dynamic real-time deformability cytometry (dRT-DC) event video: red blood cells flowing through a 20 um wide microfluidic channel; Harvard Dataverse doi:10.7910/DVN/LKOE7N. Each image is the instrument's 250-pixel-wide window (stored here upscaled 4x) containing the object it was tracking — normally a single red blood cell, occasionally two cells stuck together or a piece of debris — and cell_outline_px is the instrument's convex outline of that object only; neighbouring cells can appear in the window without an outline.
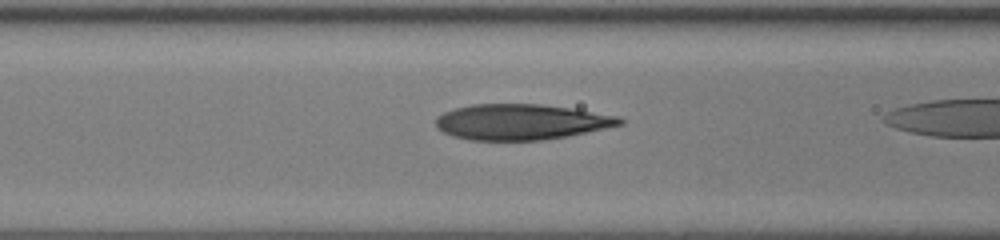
{"species": "human", "species_latin": "Homo sapiens", "temperature_condition": "room temperature", "stored_images_in_passage": 36, "camera_frame_rate_fps": 3000, "um_per_image_px": 0.085, "donor": {"sex": "female"}, "frame": {"image": 1, "passage_image": 16, "time_ms": 5.0, "image_size_px": [1000, 240], "cell_outline_px": [[624, 124], [568, 136], [544, 140], [468, 140], [452, 136], [436, 128], [436, 116], [444, 112], [456, 108], [472, 104], [540, 104], [576, 108], [616, 116], [624, 120]], "centroid_in_image_um": [44.29, 10.36], "position_along_channel_um": 122.3, "area_um2": 38.38}}
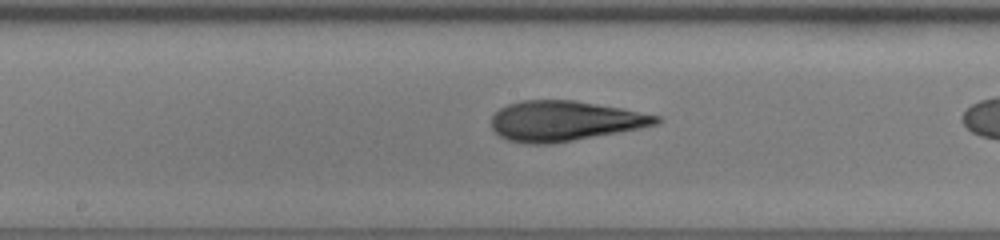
{"frame": {"image": 2, "passage_image": 22, "time_ms": 7.0, "image_size_px": [1000, 240], "cell_outline_px": [[660, 120], [656, 124], [640, 128], [552, 144], [524, 144], [508, 140], [500, 136], [492, 128], [492, 116], [500, 108], [508, 104], [524, 100], [572, 100], [620, 108], [660, 116]], "centroid_in_image_um": [47.94, 10.29], "position_along_channel_um": 200.3, "area_um2": 38.21}}
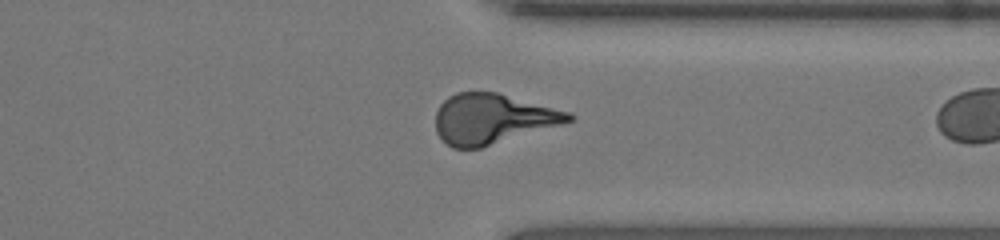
{"frame": {"image": 3, "passage_image": 35, "time_ms": 11.333, "image_size_px": [1000, 240], "cell_outline_px": [[576, 116], [572, 120], [480, 148], [452, 148], [436, 132], [436, 112], [440, 104], [448, 96], [456, 92], [496, 92], [572, 112]], "centroid_in_image_um": [41.84, 10.08], "position_along_channel_um": 369.6, "area_um2": 38.38}}